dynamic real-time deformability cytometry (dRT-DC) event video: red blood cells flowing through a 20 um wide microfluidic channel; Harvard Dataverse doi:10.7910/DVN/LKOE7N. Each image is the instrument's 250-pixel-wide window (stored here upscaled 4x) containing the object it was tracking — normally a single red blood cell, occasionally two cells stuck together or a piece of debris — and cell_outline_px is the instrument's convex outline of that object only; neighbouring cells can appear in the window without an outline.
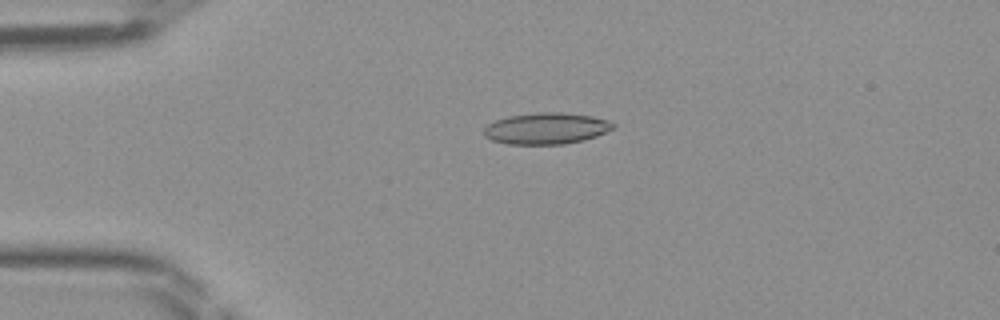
{"species": "Egyptian fruit bat (a non-hibernating species)", "species_latin": "Rousettus aegyptiacus", "temperature_condition": "room temperature", "stored_images_in_passage": 38, "camera_frame_rate_fps": 3000, "um_per_image_px": 0.085, "frame": {"image": 1, "passage_image": 2, "time_ms": 0.333, "image_size_px": [1000, 320], "cell_outline_px": [[616, 128], [596, 136], [584, 140], [564, 144], [508, 144], [492, 140], [484, 136], [484, 128], [488, 124], [496, 120], [508, 116], [536, 112], [560, 112], [592, 116], [608, 120], [616, 124]], "centroid_in_image_um": [46.46, 10.91], "position_along_channel_um": 38.5, "area_um2": 23.76}}
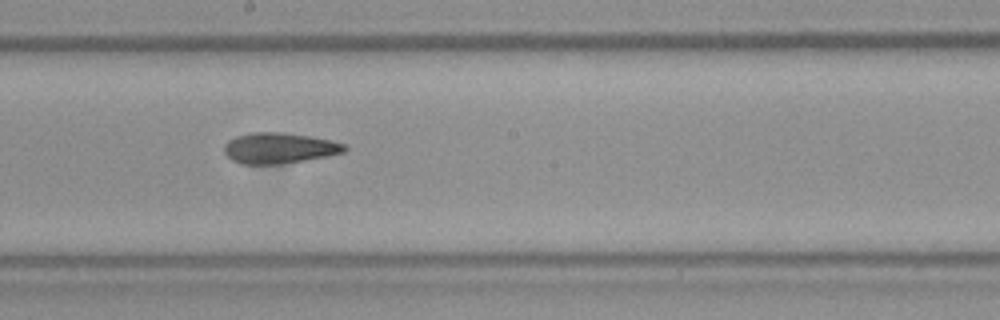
{"frame": {"image": 2, "passage_image": 17, "time_ms": 5.333, "image_size_px": [1000, 320], "cell_outline_px": [[348, 148], [344, 152], [304, 160], [280, 164], [240, 164], [232, 160], [224, 152], [224, 144], [228, 140], [236, 136], [248, 132], [284, 132], [332, 140], [344, 144]], "centroid_in_image_um": [23.69, 12.58], "position_along_channel_um": 224.5, "area_um2": 21.56}}
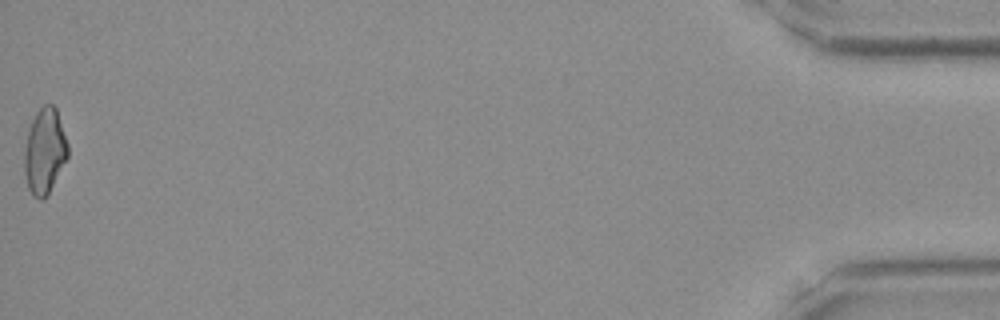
{"frame": {"image": 3, "passage_image": 38, "time_ms": 12.333, "image_size_px": [1000, 320], "cell_outline_px": [[68, 156], [44, 200], [40, 200], [32, 196], [28, 188], [24, 172], [24, 148], [28, 132], [32, 120], [36, 112], [44, 104], [52, 104], [56, 108], [68, 144]], "centroid_in_image_um": [3.78, 12.85], "position_along_channel_um": 431.4, "area_um2": 21.56}}